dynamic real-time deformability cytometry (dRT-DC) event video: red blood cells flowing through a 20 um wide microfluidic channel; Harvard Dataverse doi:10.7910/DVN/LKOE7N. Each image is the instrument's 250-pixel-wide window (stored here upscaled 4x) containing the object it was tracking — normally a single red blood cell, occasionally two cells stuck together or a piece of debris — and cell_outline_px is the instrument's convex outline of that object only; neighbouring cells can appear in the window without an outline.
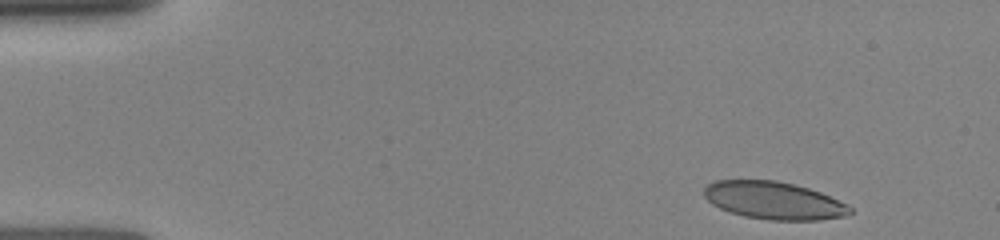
{"species": "human", "species_latin": "Homo sapiens", "temperature_condition": "room temperature", "stored_images_in_passage": 22, "camera_frame_rate_fps": 3000, "um_per_image_px": 0.085, "donor": {"sex": "female"}, "frame": {"image": 1, "passage_image": 1, "time_ms": 0.0, "image_size_px": [1000, 240], "cell_outline_px": [[852, 212], [844, 216], [820, 220], [768, 220], [744, 216], [728, 212], [712, 204], [704, 196], [704, 188], [708, 184], [716, 180], [776, 180], [808, 188], [820, 192], [848, 204], [852, 208]], "centroid_in_image_um": [65.77, 17.05], "position_along_channel_um": 19.2, "area_um2": 32.02}}
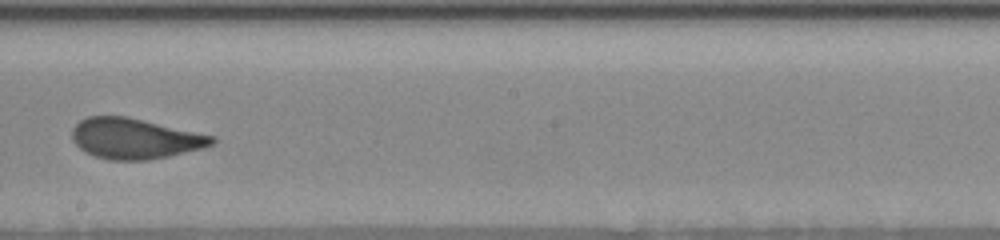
{"frame": {"image": 2, "passage_image": 13, "time_ms": 7.667, "image_size_px": [1000, 240], "cell_outline_px": [[216, 140], [212, 144], [204, 148], [168, 156], [148, 160], [108, 160], [84, 152], [72, 140], [72, 128], [80, 120], [88, 116], [124, 116], [216, 136]], "centroid_in_image_um": [11.45, 11.78], "position_along_channel_um": 236.7, "area_um2": 32.95}}
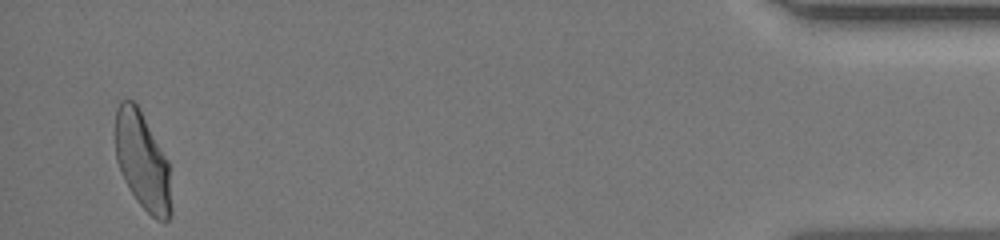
{"frame": {"image": 3, "passage_image": 22, "time_ms": 14.0, "image_size_px": [1000, 240], "cell_outline_px": [[172, 212], [168, 220], [164, 224], [156, 220], [136, 200], [128, 188], [120, 172], [116, 160], [116, 108], [120, 100], [132, 100], [136, 104], [168, 160], [172, 208]], "centroid_in_image_um": [12.12, 13.76], "position_along_channel_um": 423.1, "area_um2": 31.79}}